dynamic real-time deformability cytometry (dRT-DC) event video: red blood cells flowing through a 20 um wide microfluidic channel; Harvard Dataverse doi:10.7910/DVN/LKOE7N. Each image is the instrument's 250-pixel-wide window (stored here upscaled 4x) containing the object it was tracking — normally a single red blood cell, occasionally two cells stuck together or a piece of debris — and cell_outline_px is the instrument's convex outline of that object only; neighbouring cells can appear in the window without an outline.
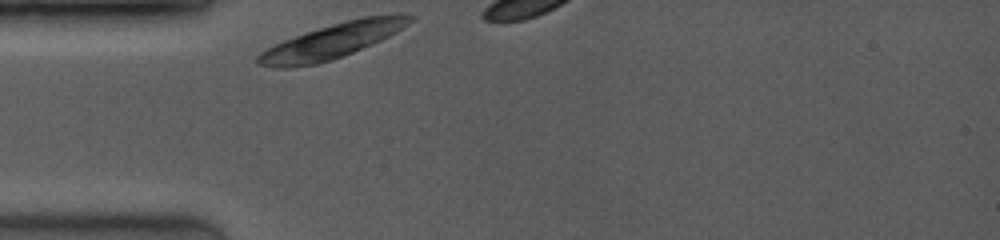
{"species": "common noctule bat (a hibernating species)", "species_latin": "Nyctalus noctula", "temperature_condition": "room temperature", "stored_images_in_passage": 2, "camera_frame_rate_fps": 3500, "um_per_image_px": 0.085, "animal": {"sex": "female", "body_mass_g": 19.0, "forearm_length_mm": 53.3}, "frame": {"image": 1, "passage_image": 1, "time_ms": 0.0, "image_size_px": [1000, 240], "cell_outline_px": [[416, 16], [408, 24], [388, 36], [372, 44], [344, 56], [332, 60], [316, 64], [288, 68], [276, 68], [256, 64], [256, 56], [260, 52], [284, 40], [344, 20], [364, 16]], "centroid_in_image_um": [28.14, 3.53], "position_along_channel_um": 56.9, "area_um2": 30.06}}